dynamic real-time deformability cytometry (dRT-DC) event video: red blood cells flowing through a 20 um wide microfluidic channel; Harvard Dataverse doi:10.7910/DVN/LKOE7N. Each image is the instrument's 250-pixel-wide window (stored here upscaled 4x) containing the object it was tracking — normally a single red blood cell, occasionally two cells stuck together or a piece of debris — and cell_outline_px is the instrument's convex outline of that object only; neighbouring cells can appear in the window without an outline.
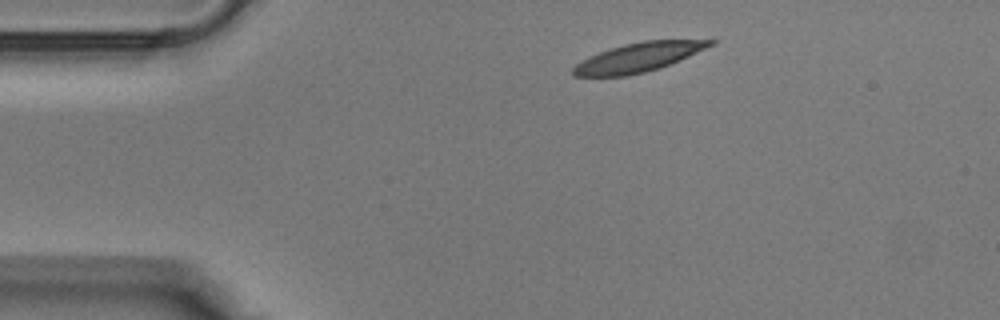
{"species": "Egyptian fruit bat (a non-hibernating species)", "species_latin": "Rousettus aegyptiacus", "temperature_condition": "warm", "stored_images_in_passage": 33, "camera_frame_rate_fps": 3000, "um_per_image_px": 0.085, "animal": {"sex": "male"}, "frame": {"image": 1, "passage_image": 1, "time_ms": 0.0, "image_size_px": [1000, 320], "cell_outline_px": [[716, 44], [660, 68], [628, 76], [572, 76], [572, 68], [576, 64], [600, 52], [624, 44], [644, 40], [716, 40]], "centroid_in_image_um": [54.28, 4.88], "position_along_channel_um": 30.7, "area_um2": 22.89}}
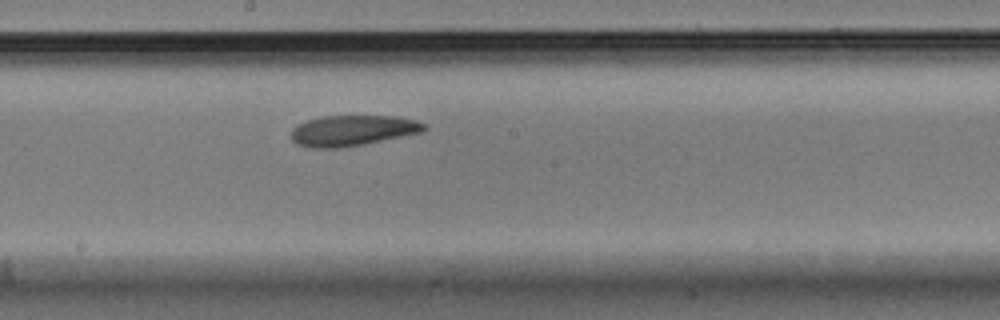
{"frame": {"image": 2, "passage_image": 15, "time_ms": 4.667, "image_size_px": [1000, 320], "cell_outline_px": [[424, 128], [420, 132], [364, 144], [340, 148], [312, 148], [296, 144], [292, 140], [292, 128], [296, 124], [320, 116], [396, 116], [416, 120], [424, 124]], "centroid_in_image_um": [29.89, 11.09], "position_along_channel_um": 218.3, "area_um2": 23.58}}
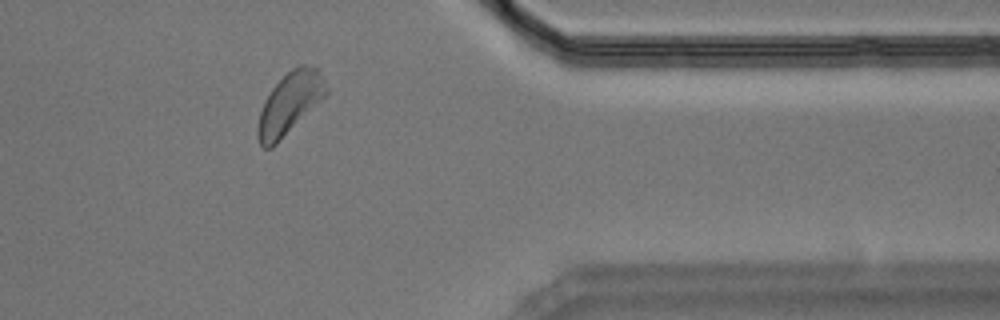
{"frame": {"image": 3, "passage_image": 26, "time_ms": 8.333, "image_size_px": [1000, 320], "cell_outline_px": [[328, 92], [272, 148], [264, 148], [260, 144], [256, 136], [256, 128], [260, 112], [264, 100], [272, 88], [292, 68], [300, 64], [304, 64], [316, 68], [324, 80], [328, 88]], "centroid_in_image_um": [24.58, 8.79], "position_along_channel_um": 386.8, "area_um2": 24.04}}